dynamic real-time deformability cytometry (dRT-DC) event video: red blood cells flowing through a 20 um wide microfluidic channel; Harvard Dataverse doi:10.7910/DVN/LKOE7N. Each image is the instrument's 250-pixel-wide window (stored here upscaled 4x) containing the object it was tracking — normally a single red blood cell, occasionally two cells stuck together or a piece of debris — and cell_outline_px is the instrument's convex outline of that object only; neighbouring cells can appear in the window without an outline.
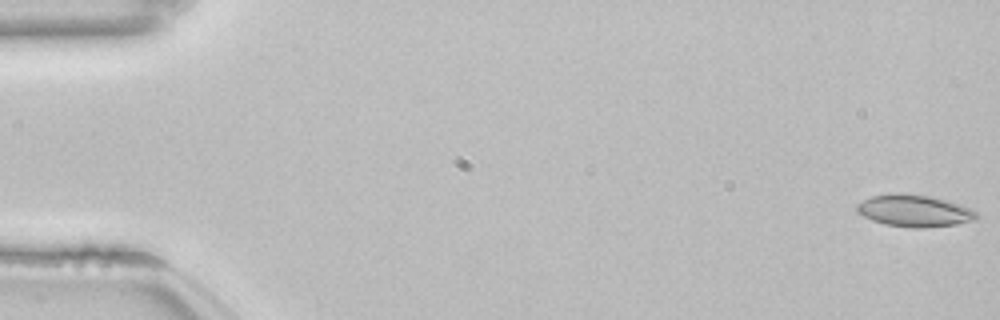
{"species": "common noctule bat (a hibernating species)", "species_latin": "Nyctalus noctula", "temperature_condition": "room temperature", "stored_images_in_passage": 54, "camera_frame_rate_fps": 3000, "um_per_image_px": 0.085, "animal": {"sex": "female", "body_mass_g": 22.7, "forearm_length_mm": 54.2}, "frame": {"image": 1, "passage_image": 1, "time_ms": 0.0, "image_size_px": [1000, 320], "cell_outline_px": [[980, 216], [976, 220], [956, 224], [924, 228], [912, 228], [884, 224], [872, 220], [856, 212], [856, 204], [872, 196], [896, 192], [904, 192], [932, 196], [948, 200], [972, 208]], "centroid_in_image_um": [77.74, 17.9], "position_along_channel_um": 7.3, "area_um2": 22.72}}
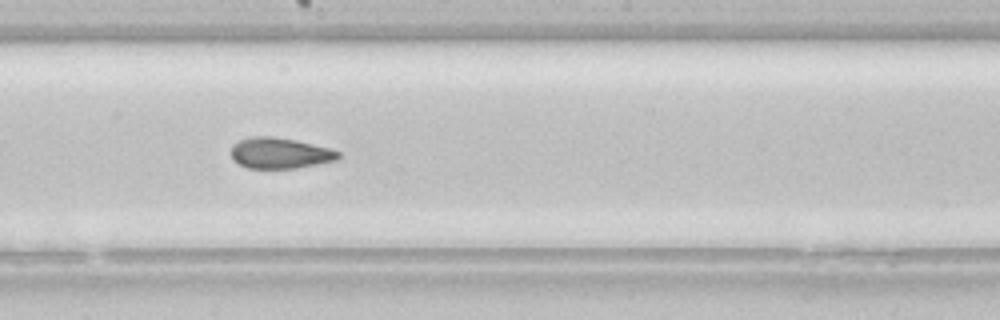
{"frame": {"image": 2, "passage_image": 30, "time_ms": 9.667, "image_size_px": [1000, 320], "cell_outline_px": [[340, 156], [336, 160], [296, 168], [248, 168], [232, 160], [232, 144], [240, 140], [252, 136], [272, 136], [296, 140], [332, 148], [340, 152]], "centroid_in_image_um": [23.8, 13.0], "position_along_channel_um": 224.4, "area_um2": 19.31}}
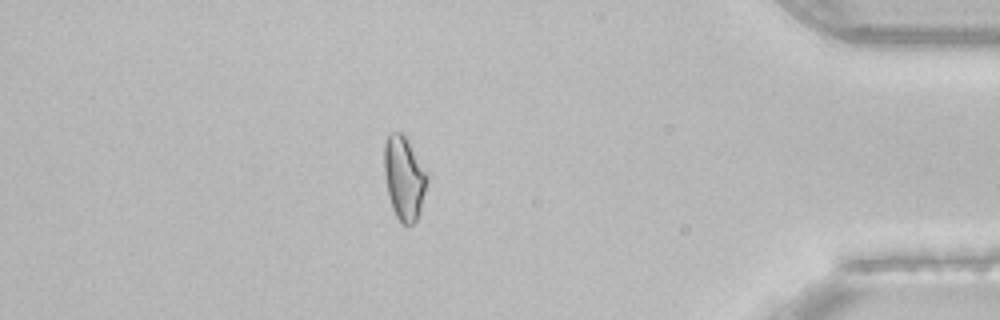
{"frame": {"image": 3, "passage_image": 47, "time_ms": 15.333, "image_size_px": [1000, 320], "cell_outline_px": [[428, 184], [416, 220], [412, 224], [404, 224], [396, 216], [392, 208], [388, 192], [384, 172], [384, 144], [388, 132], [404, 132], [428, 172]], "centroid_in_image_um": [34.36, 15.05], "position_along_channel_um": 400.8, "area_um2": 21.15}, "authors_computed_cell_mechanics": {"area_um2": 21.1259, "velocity_mm_per_s": 3.8417, "shape_relaxation_time_tau1_ms": null, "shape_relaxation_time_tau2_ms": 2.1373, "deformation_change_tau1": null, "deformation_change_tau2": 0.0683}}